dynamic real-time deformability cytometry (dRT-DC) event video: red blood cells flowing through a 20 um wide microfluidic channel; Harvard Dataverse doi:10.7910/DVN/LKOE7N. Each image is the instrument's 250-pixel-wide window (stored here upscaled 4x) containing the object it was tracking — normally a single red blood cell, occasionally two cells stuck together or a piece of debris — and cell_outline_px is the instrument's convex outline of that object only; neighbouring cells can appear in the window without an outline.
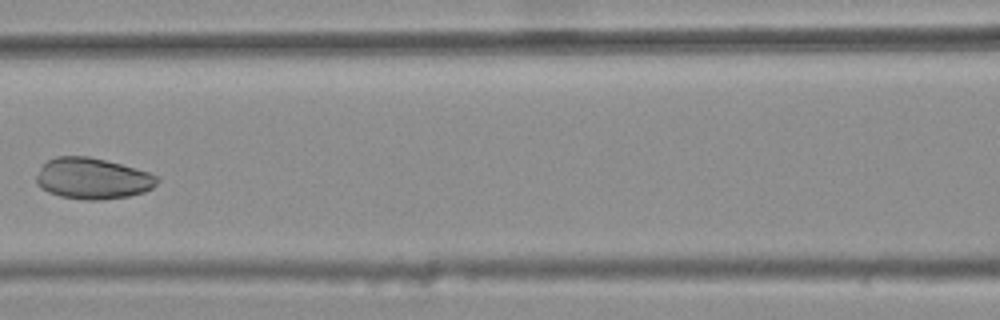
{"species": "common noctule bat (a hibernating species)", "species_latin": "Nyctalus noctula", "temperature_condition": "warm", "stored_images_in_passage": 6, "camera_frame_rate_fps": 3000, "um_per_image_px": 0.085, "animal": {"sex": "female", "body_mass_g": 25.1}, "frame": {"image": 1, "passage_image": 5, "time_ms": 1.333, "image_size_px": [1000, 320], "cell_outline_px": [[160, 180], [152, 188], [144, 192], [128, 196], [100, 200], [84, 200], [60, 196], [48, 192], [40, 188], [36, 184], [36, 176], [40, 168], [48, 160], [56, 156], [88, 156], [120, 164], [148, 172], [160, 176]], "centroid_in_image_um": [7.86, 15.18], "position_along_channel_um": 158.7, "area_um2": 29.02}}
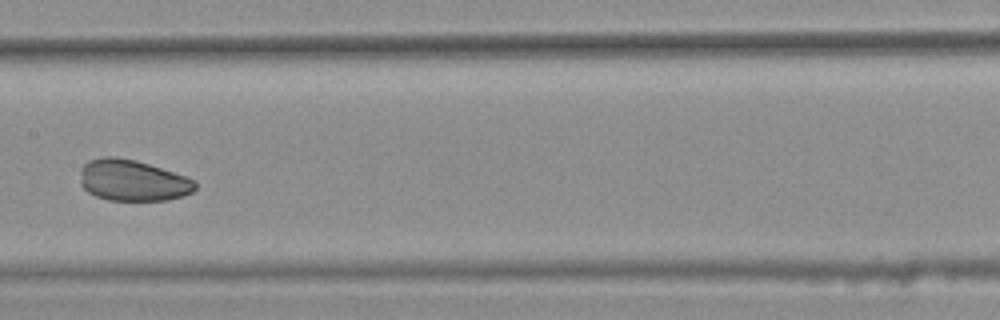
{"frame": {"image": 2, "passage_image": 6, "time_ms": 1.667, "image_size_px": [1000, 320], "cell_outline_px": [[196, 188], [192, 192], [184, 196], [168, 200], [108, 200], [96, 196], [88, 192], [80, 184], [80, 168], [88, 160], [104, 156], [112, 156], [136, 160], [188, 176], [196, 180]], "centroid_in_image_um": [11.28, 15.33], "position_along_channel_um": 196.1, "area_um2": 27.98}}